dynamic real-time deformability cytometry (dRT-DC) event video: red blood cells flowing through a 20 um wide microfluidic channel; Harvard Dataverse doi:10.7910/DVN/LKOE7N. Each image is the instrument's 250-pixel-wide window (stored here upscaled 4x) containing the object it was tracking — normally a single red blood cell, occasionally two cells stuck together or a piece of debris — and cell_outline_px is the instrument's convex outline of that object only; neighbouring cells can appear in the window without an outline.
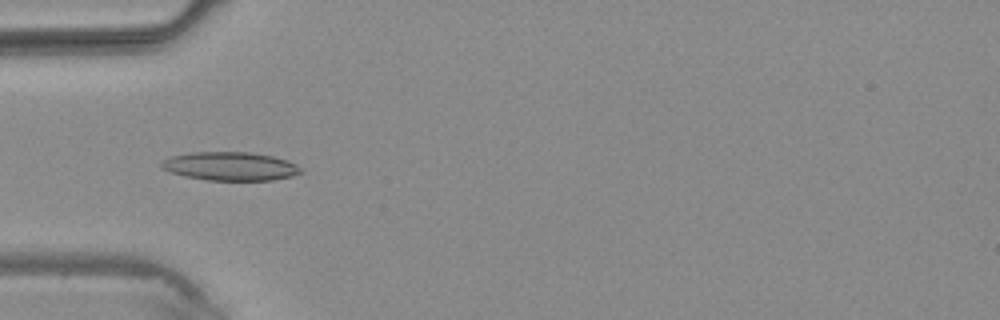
{"species": "common noctule bat (a hibernating species)", "species_latin": "Nyctalus noctula", "temperature_condition": "warm", "stored_images_in_passage": 1, "camera_frame_rate_fps": 3000, "um_per_image_px": 0.085, "animal": {"sex": "male", "body_mass_g": 20.4}, "frame": {"image": 1, "passage_image": 1, "time_ms": 0.0, "image_size_px": [1000, 320], "cell_outline_px": [[304, 172], [292, 176], [272, 180], [208, 180], [184, 176], [160, 168], [160, 164], [164, 160], [172, 156], [192, 152], [252, 152], [272, 156], [288, 160], [296, 164]], "centroid_in_image_um": [19.6, 14.13], "position_along_channel_um": 65.4, "area_um2": 23.18}}